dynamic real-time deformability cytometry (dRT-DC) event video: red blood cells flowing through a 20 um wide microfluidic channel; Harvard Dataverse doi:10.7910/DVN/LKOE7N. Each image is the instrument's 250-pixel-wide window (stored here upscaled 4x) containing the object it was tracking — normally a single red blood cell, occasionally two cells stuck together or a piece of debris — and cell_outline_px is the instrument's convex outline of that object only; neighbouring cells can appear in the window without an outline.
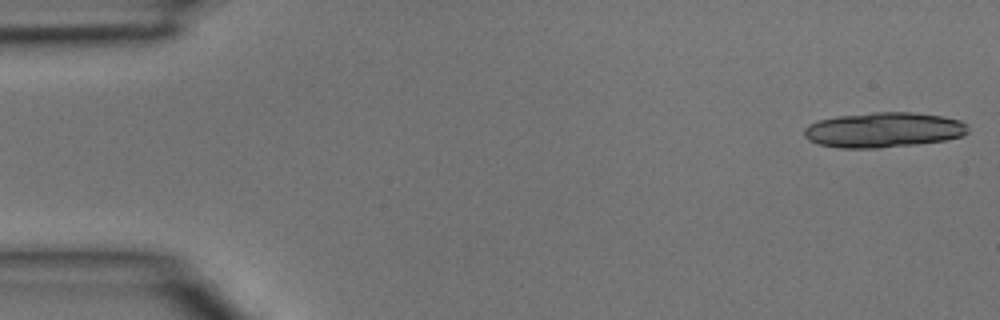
{"species": "common noctule bat (a hibernating species)", "species_latin": "Nyctalus noctula", "temperature_condition": "room temperature", "stored_images_in_passage": 15, "camera_frame_rate_fps": 3000, "um_per_image_px": 0.085, "animal": {"sex": "male", "body_mass_g": 15.6}, "frame": {"image": 1, "passage_image": 1, "time_ms": 0.0, "image_size_px": [1000, 320], "cell_outline_px": [[968, 132], [964, 136], [944, 140], [916, 144], [880, 148], [840, 148], [820, 144], [808, 140], [804, 136], [804, 128], [808, 124], [820, 120], [840, 116], [872, 112], [912, 112], [944, 116], [960, 120], [968, 124]], "centroid_in_image_um": [75.13, 11.04], "position_along_channel_um": 9.9, "area_um2": 33.64}}